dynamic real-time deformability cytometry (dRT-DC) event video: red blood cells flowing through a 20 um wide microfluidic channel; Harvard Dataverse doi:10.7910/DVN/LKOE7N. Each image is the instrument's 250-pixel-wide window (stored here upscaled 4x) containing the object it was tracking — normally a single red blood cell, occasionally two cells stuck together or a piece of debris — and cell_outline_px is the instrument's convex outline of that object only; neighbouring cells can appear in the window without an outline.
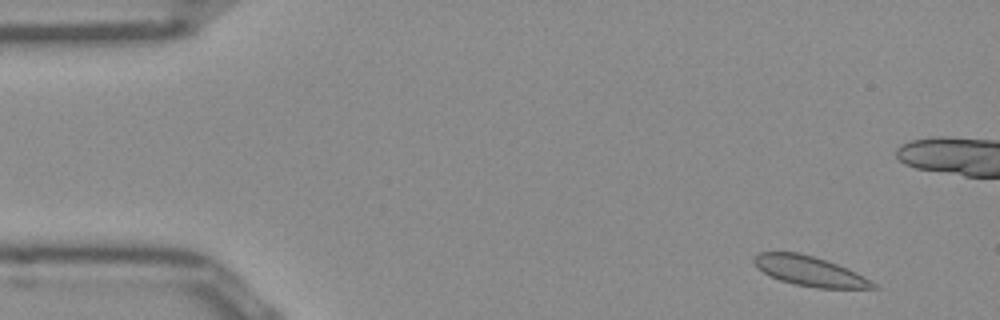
{"species": "Egyptian fruit bat (a non-hibernating species)", "species_latin": "Rousettus aegyptiacus", "temperature_condition": "room temperature", "stored_images_in_passage": 12, "camera_frame_rate_fps": 3000, "um_per_image_px": 0.085, "frame": {"image": 1, "passage_image": 1, "time_ms": 0.0, "image_size_px": [1000, 320], "cell_outline_px": [[880, 288], [816, 288], [792, 284], [780, 280], [756, 268], [752, 260], [760, 252], [796, 252], [812, 256], [848, 268], [864, 276], [876, 284]], "centroid_in_image_um": [68.82, 23.05], "position_along_channel_um": 16.2, "area_um2": 20.52}}